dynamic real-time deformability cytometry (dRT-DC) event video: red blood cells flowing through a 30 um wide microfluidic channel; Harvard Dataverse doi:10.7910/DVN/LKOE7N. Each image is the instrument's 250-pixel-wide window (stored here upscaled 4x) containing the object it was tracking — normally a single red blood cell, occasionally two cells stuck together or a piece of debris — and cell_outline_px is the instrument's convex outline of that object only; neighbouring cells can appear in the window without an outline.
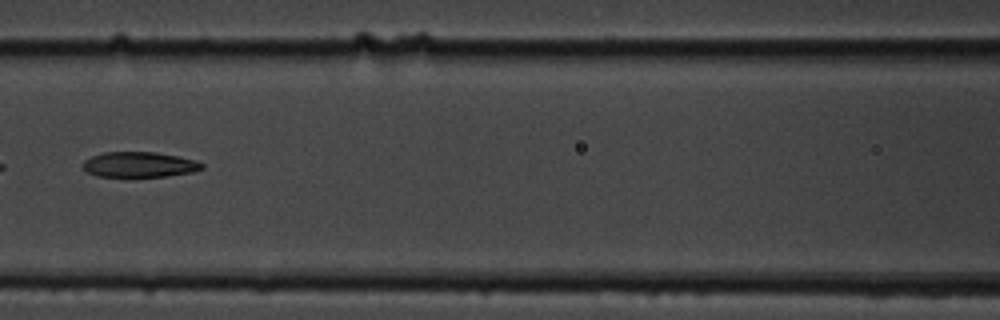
{"species": "common noctule bat (a hibernating species)", "species_latin": "Nyctalus noctula", "temperature_condition": "cold", "stored_images_in_passage": 15, "camera_frame_rate_fps": 3000, "um_per_image_px": 0.085, "animal": {"sex": "male", "body_mass_g": 19.5, "forearm_length_mm": 54.6}, "frame": {"image": 1, "passage_image": 7, "time_ms": 7.667, "image_size_px": [1000, 320], "cell_outline_px": [[204, 168], [192, 172], [168, 176], [132, 180], [124, 180], [96, 176], [88, 172], [84, 168], [84, 160], [92, 156], [104, 152], [156, 152], [196, 160], [204, 164]], "centroid_in_image_um": [11.82, 14.05], "position_along_channel_um": 154.8, "area_um2": 18.55}}
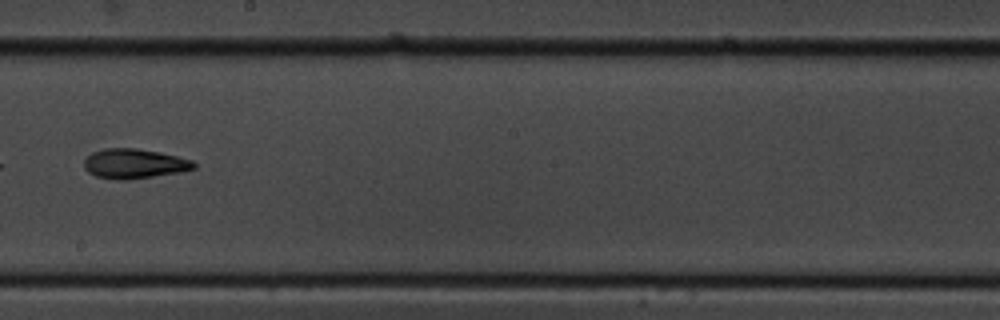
{"frame": {"image": 2, "passage_image": 9, "time_ms": 10.0, "image_size_px": [1000, 320], "cell_outline_px": [[196, 168], [180, 172], [128, 180], [116, 180], [96, 176], [88, 172], [84, 168], [84, 160], [92, 152], [104, 148], [136, 148], [160, 152], [192, 160], [196, 164]], "centroid_in_image_um": [11.4, 13.91], "position_along_channel_um": 236.8, "area_um2": 19.07}}
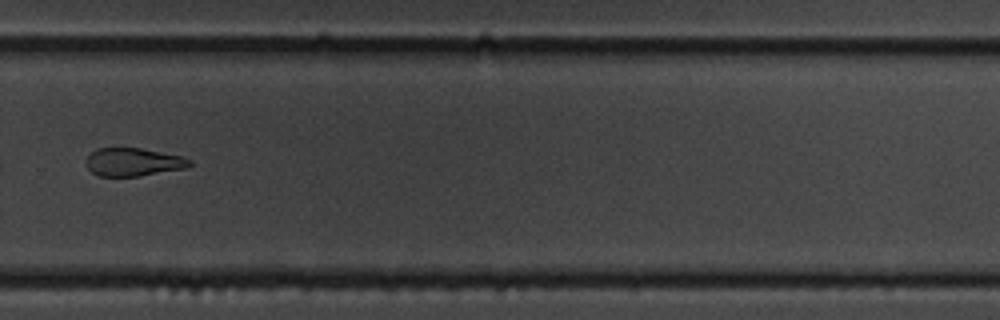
{"frame": {"image": 3, "passage_image": 11, "time_ms": 12.333, "image_size_px": [1000, 320], "cell_outline_px": [[192, 164], [188, 168], [140, 176], [96, 176], [88, 168], [84, 160], [96, 148], [140, 148], [180, 156], [192, 160]], "centroid_in_image_um": [11.32, 13.78], "position_along_channel_um": 318.5, "area_um2": 17.05}, "authors_computed_cell_mechanics": {"area_um2": 19.363, "velocity_mm_per_s": 3.5005, "shape_relaxation_time_tau1_ms": 3.9936, "shape_relaxation_time_tau2_ms": null, "deformation_change_tau1": 0.1084, "deformation_change_tau2": null}}